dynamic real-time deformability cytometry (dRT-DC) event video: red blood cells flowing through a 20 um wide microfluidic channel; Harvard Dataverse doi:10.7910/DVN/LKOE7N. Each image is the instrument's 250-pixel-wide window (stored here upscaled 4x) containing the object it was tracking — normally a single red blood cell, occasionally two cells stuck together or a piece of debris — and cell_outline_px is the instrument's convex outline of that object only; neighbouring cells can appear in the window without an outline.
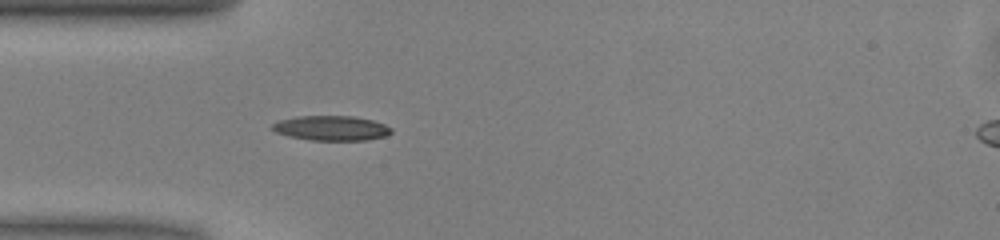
{"species": "common noctule bat (a hibernating species)", "species_latin": "Nyctalus noctula", "temperature_condition": "warm", "stored_images_in_passage": 37, "camera_frame_rate_fps": 3000, "um_per_image_px": 0.085, "animal": {"sex": "male", "body_mass_g": 13.0, "forearm_length_mm": 53.1}, "frame": {"image": 1, "passage_image": 1, "time_ms": 0.0, "image_size_px": [1000, 240], "cell_outline_px": [[392, 132], [384, 136], [368, 140], [312, 140], [288, 136], [276, 132], [272, 128], [272, 124], [280, 120], [296, 116], [356, 116], [372, 120], [384, 124], [392, 128]], "centroid_in_image_um": [28.17, 10.88], "position_along_channel_um": 56.8, "area_um2": 17.17}}
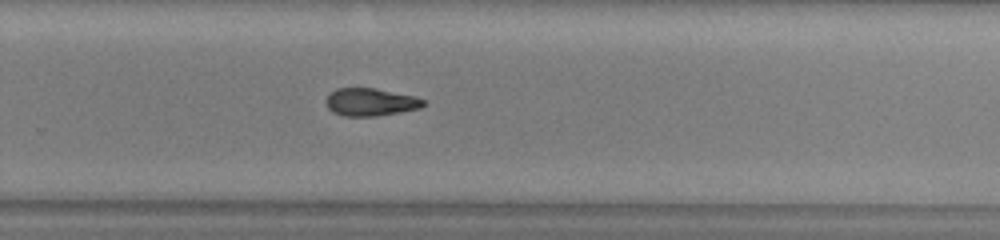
{"frame": {"image": 2, "passage_image": 19, "time_ms": 6.0, "image_size_px": [1000, 240], "cell_outline_px": [[424, 104], [420, 108], [400, 112], [376, 116], [344, 116], [332, 112], [328, 108], [324, 100], [336, 88], [376, 88], [416, 96], [424, 100]], "centroid_in_image_um": [31.48, 8.67], "position_along_channel_um": 298.3, "area_um2": 15.78}}
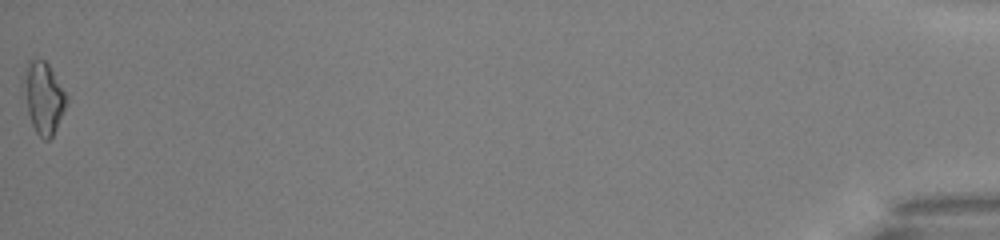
{"frame": {"image": 3, "passage_image": 37, "time_ms": 12.0, "image_size_px": [1000, 240], "cell_outline_px": [[68, 96], [64, 108], [56, 128], [52, 136], [48, 140], [44, 140], [36, 132], [32, 124], [28, 112], [20, 84], [24, 68], [28, 60], [44, 60], [48, 64]], "centroid_in_image_um": [3.64, 8.26], "position_along_channel_um": 431.6, "area_um2": 17.92}, "authors_computed_cell_mechanics": {"area_um2": 16.0684, "velocity_mm_per_s": 4.0668, "shape_relaxation_time_tau1_ms": null, "shape_relaxation_time_tau2_ms": 5.7617, "deformation_change_tau1": null, "deformation_change_tau2": 0.1322}}